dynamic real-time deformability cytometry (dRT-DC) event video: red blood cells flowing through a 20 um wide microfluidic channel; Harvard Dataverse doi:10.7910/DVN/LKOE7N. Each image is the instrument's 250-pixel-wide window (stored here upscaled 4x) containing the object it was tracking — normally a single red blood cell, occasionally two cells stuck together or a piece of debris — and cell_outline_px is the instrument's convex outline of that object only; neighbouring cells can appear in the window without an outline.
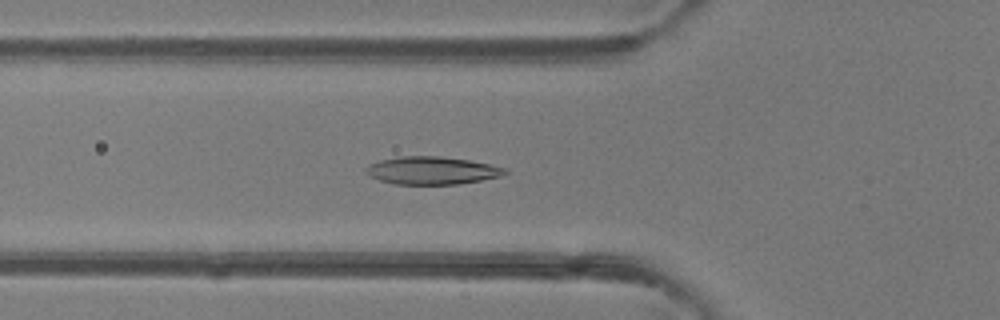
{"species": "common noctule bat (a hibernating species)", "species_latin": "Nyctalus noctula", "temperature_condition": "room temperature", "stored_images_in_passage": 48, "camera_frame_rate_fps": 3000, "um_per_image_px": 0.085, "animal": {"sex": "female"}, "frame": {"image": 1, "passage_image": 17, "time_ms": 5.333, "image_size_px": [1000, 320], "cell_outline_px": [[508, 172], [504, 176], [456, 184], [396, 184], [380, 180], [364, 172], [364, 168], [368, 164], [380, 160], [400, 156], [440, 156], [468, 160], [488, 164], [504, 168]], "centroid_in_image_um": [36.69, 14.49], "position_along_channel_um": 89.1, "area_um2": 22.37}}
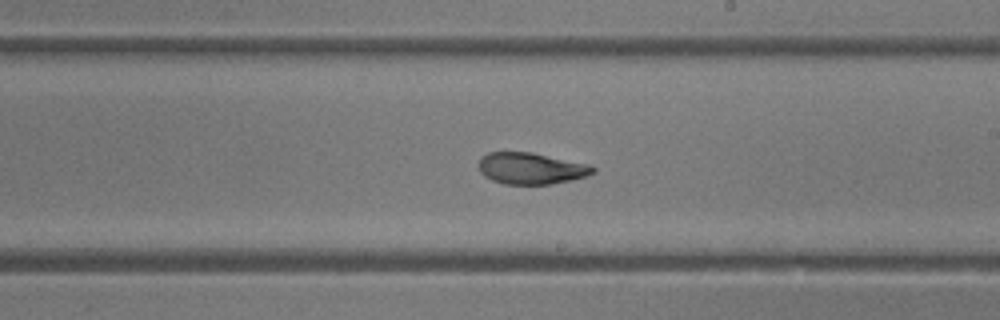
{"frame": {"image": 2, "passage_image": 28, "time_ms": 9.0, "image_size_px": [1000, 320], "cell_outline_px": [[596, 172], [572, 180], [552, 184], [504, 184], [492, 180], [484, 176], [480, 172], [476, 164], [480, 156], [488, 152], [532, 152], [592, 164], [596, 168]], "centroid_in_image_um": [45.13, 14.3], "position_along_channel_um": 243.9, "area_um2": 21.44}}
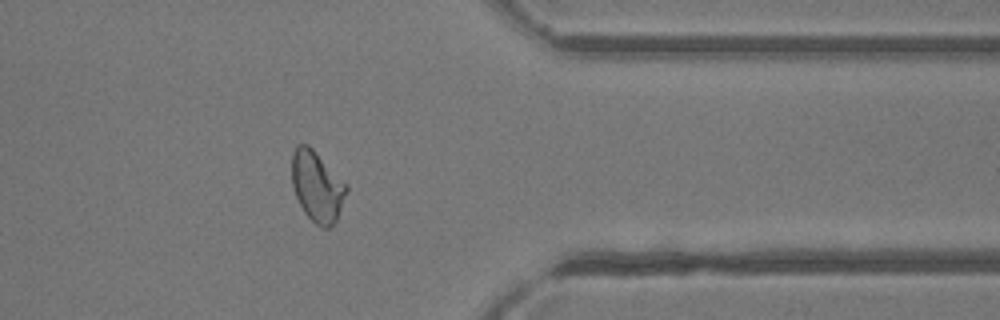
{"frame": {"image": 3, "passage_image": 39, "time_ms": 12.667, "image_size_px": [1000, 320], "cell_outline_px": [[348, 192], [336, 220], [328, 228], [320, 228], [304, 212], [296, 196], [292, 184], [292, 156], [296, 144], [308, 144], [348, 184]], "centroid_in_image_um": [26.97, 15.84], "position_along_channel_um": 384.4, "area_um2": 22.48}, "authors_computed_cell_mechanics": {"area_um2": 22.3975, "velocity_mm_per_s": 4.1989, "shape_relaxation_time_tau1_ms": 6.4083, "shape_relaxation_time_tau2_ms": 1.1974, "deformation_change_tau1": 0.2133, "deformation_change_tau2": 0.0635}}